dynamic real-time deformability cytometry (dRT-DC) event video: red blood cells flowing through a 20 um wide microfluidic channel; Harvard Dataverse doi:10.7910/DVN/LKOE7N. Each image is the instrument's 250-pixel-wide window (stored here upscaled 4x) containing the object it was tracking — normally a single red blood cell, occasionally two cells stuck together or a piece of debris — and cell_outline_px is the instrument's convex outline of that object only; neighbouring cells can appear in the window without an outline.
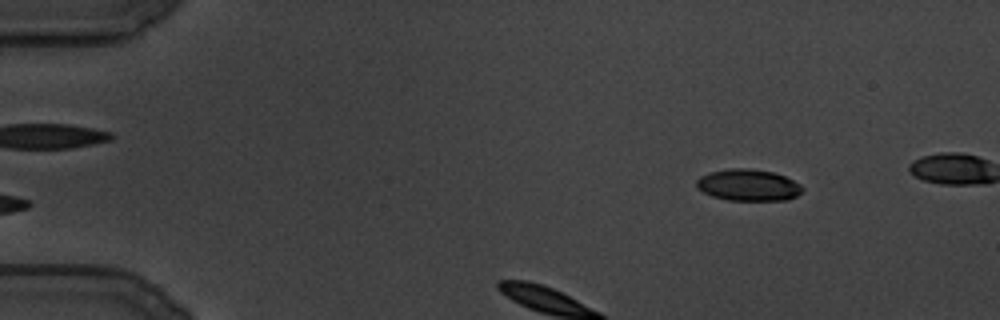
{"species": "common noctule bat (a hibernating species)", "species_latin": "Nyctalus noctula", "temperature_condition": "cold", "stored_images_in_passage": 101, "camera_frame_rate_fps": 3000, "um_per_image_px": 0.085, "animal": {"sex": "male", "body_mass_g": 19.5, "forearm_length_mm": 54.6}, "frame": {"image": 1, "passage_image": 1, "time_ms": 0.0, "image_size_px": [1000, 320], "cell_outline_px": [[804, 188], [796, 196], [788, 200], [728, 200], [712, 196], [696, 188], [696, 180], [700, 176], [708, 172], [732, 168], [748, 168], [772, 172], [784, 176], [800, 184]], "centroid_in_image_um": [63.57, 15.73], "position_along_channel_um": 21.4, "area_um2": 19.48}}
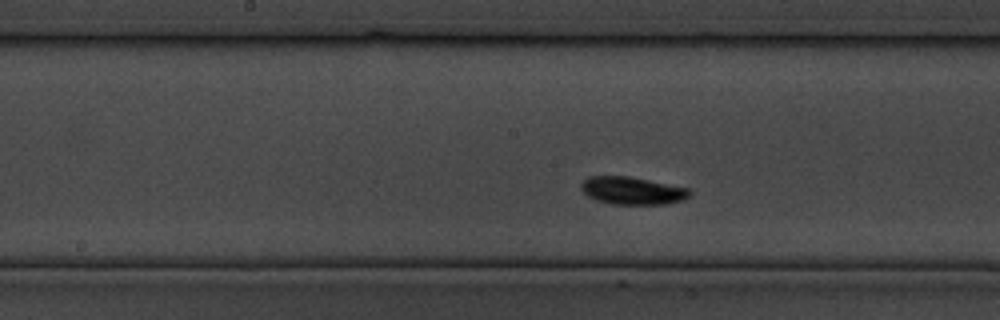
{"frame": {"image": 2, "passage_image": 39, "time_ms": 12.667, "image_size_px": [1000, 320], "cell_outline_px": [[692, 192], [684, 200], [664, 204], [612, 204], [596, 200], [588, 196], [580, 188], [580, 184], [588, 176], [628, 176], [688, 188]], "centroid_in_image_um": [53.72, 16.2], "position_along_channel_um": 194.5, "area_um2": 17.4}}
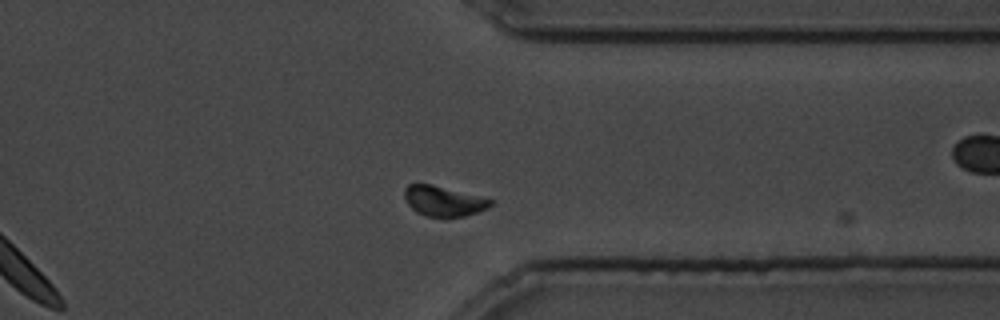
{"frame": {"image": 3, "passage_image": 73, "time_ms": 24.0, "image_size_px": [1000, 320], "cell_outline_px": [[492, 204], [488, 208], [480, 212], [464, 216], [428, 216], [416, 212], [408, 204], [404, 196], [404, 188], [408, 184], [432, 184], [492, 200]], "centroid_in_image_um": [37.68, 17.09], "position_along_channel_um": 373.7, "area_um2": 14.85}}